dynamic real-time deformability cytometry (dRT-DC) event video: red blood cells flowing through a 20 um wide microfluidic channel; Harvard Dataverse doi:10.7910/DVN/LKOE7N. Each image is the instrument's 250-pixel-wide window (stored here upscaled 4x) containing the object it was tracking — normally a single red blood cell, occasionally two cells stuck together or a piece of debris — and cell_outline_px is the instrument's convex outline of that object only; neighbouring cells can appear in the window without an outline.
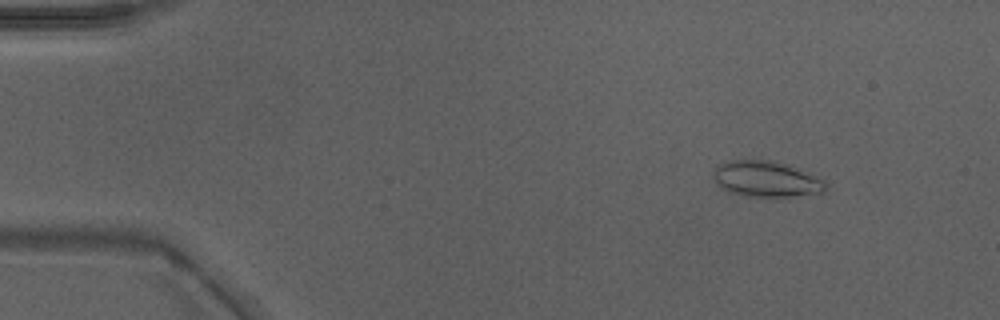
{"species": "Egyptian fruit bat (a non-hibernating species)", "species_latin": "Rousettus aegyptiacus", "temperature_condition": "warm", "stored_images_in_passage": 47, "camera_frame_rate_fps": 3000, "um_per_image_px": 0.085, "animal": {"sex": "male"}, "frame": {"image": 1, "passage_image": 4, "time_ms": 1.0, "image_size_px": [1000, 320], "cell_outline_px": [[828, 184], [824, 192], [780, 200], [752, 196], [728, 192], [716, 184], [712, 176], [716, 168], [720, 164], [732, 160], [772, 160], [784, 164], [824, 180]], "centroid_in_image_um": [65.15, 15.28], "position_along_channel_um": 19.9, "area_um2": 23.87}}
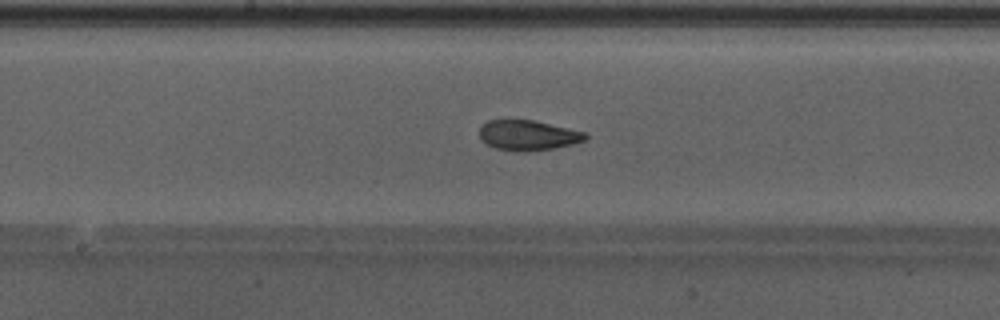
{"frame": {"image": 2, "passage_image": 24, "time_ms": 7.667, "image_size_px": [1000, 320], "cell_outline_px": [[588, 136], [584, 140], [572, 144], [552, 148], [524, 152], [516, 152], [496, 148], [480, 140], [480, 128], [488, 120], [536, 120], [588, 132]], "centroid_in_image_um": [44.91, 11.49], "position_along_channel_um": 203.3, "area_um2": 18.73}}
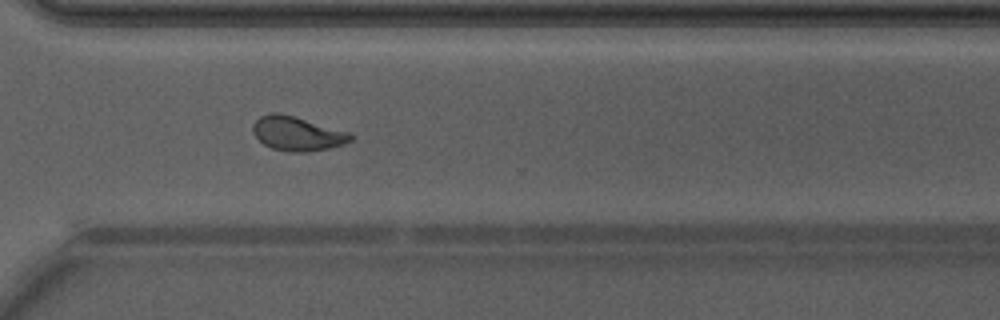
{"frame": {"image": 3, "passage_image": 34, "time_ms": 11.0, "image_size_px": [1000, 320], "cell_outline_px": [[352, 140], [344, 144], [328, 148], [304, 152], [292, 152], [272, 148], [264, 144], [252, 132], [252, 128], [256, 120], [260, 116], [272, 112], [280, 112], [348, 132], [352, 136]], "centroid_in_image_um": [25.23, 11.35], "position_along_channel_um": 345.4, "area_um2": 19.19}, "authors_computed_cell_mechanics": {"area_um2": 19.4208, "velocity_mm_per_s": 4.263, "shape_relaxation_time_tau1_ms": 9.939, "shape_relaxation_time_tau2_ms": 1.4393, "deformation_change_tau1": 0.2397, "deformation_change_tau2": 0.0628}}